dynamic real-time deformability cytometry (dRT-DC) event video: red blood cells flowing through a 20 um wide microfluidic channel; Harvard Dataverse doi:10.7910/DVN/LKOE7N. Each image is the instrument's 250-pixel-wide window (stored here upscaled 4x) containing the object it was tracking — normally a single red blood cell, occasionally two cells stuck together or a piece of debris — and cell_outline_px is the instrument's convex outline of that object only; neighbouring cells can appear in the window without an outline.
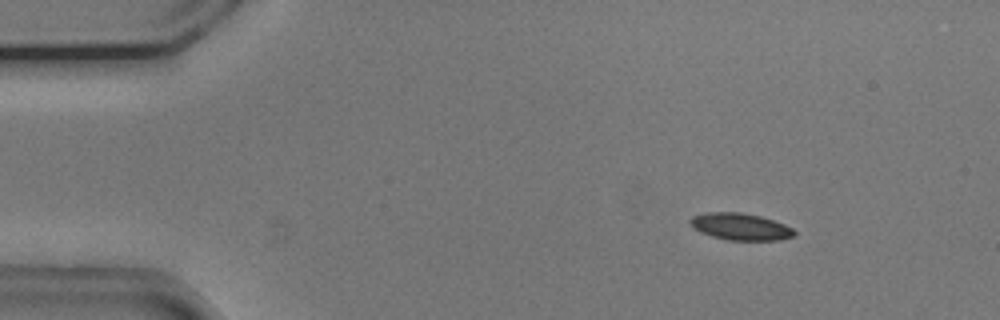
{"species": "common noctule bat (a hibernating species)", "species_latin": "Nyctalus noctula", "temperature_condition": "cold", "stored_images_in_passage": 19, "camera_frame_rate_fps": 3000, "um_per_image_px": 0.085, "animal": {"sex": "male", "body_mass_g": 20.5, "forearm_length_mm": 52.5}, "frame": {"image": 1, "passage_image": 8, "time_ms": 2.333, "image_size_px": [1000, 320], "cell_outline_px": [[796, 236], [780, 240], [728, 240], [712, 236], [700, 232], [692, 228], [688, 224], [688, 220], [692, 216], [708, 212], [740, 212], [760, 216], [784, 224], [792, 228], [796, 232]], "centroid_in_image_um": [62.91, 19.26], "position_along_channel_um": 22.1, "area_um2": 16.47}}